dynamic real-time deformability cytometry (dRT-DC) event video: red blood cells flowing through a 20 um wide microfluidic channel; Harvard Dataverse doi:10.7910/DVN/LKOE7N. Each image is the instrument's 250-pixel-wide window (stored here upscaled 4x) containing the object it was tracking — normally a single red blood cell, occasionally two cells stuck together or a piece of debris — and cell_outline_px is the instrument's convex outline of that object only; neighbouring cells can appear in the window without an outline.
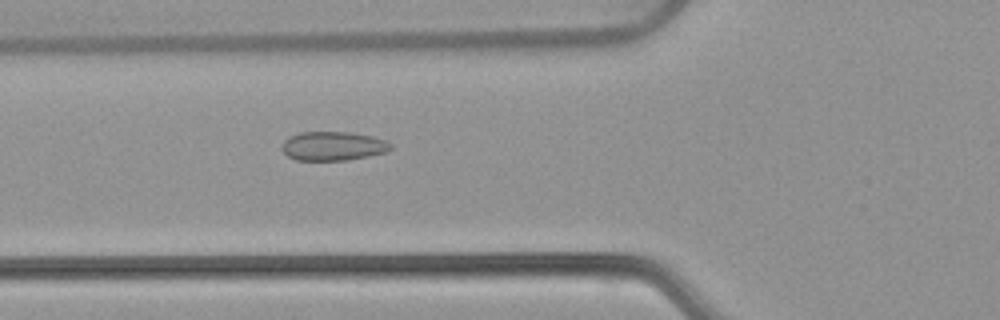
{"species": "common noctule bat (a hibernating species)", "species_latin": "Nyctalus noctula", "temperature_condition": "warm", "stored_images_in_passage": 54, "camera_frame_rate_fps": 3000, "um_per_image_px": 0.085, "animal": {"sex": "female", "body_mass_g": 22.7, "forearm_length_mm": 54.2}, "frame": {"image": 1, "passage_image": 20, "time_ms": 6.333, "image_size_px": [1000, 320], "cell_outline_px": [[392, 148], [388, 152], [348, 160], [296, 160], [288, 156], [280, 148], [280, 144], [288, 136], [300, 132], [348, 132], [372, 136], [384, 140], [392, 144]], "centroid_in_image_um": [28.28, 12.41], "position_along_channel_um": 97.5, "area_um2": 18.55}}
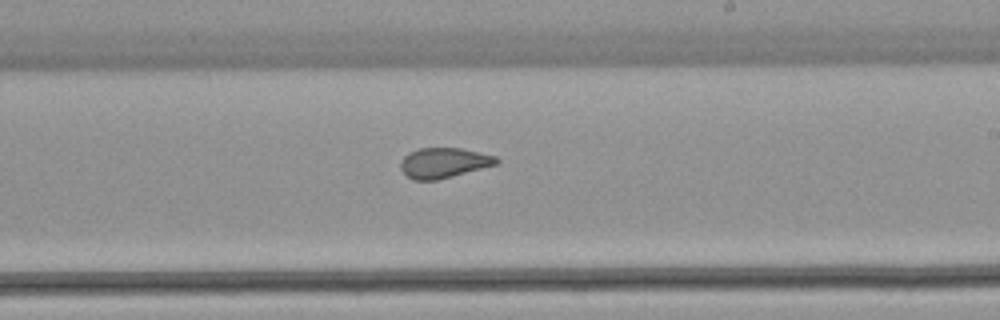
{"frame": {"image": 2, "passage_image": 32, "time_ms": 10.333, "image_size_px": [1000, 320], "cell_outline_px": [[500, 164], [436, 180], [412, 180], [400, 168], [400, 160], [408, 152], [420, 148], [460, 148], [496, 156], [500, 160]], "centroid_in_image_um": [37.73, 13.84], "position_along_channel_um": 251.3, "area_um2": 16.94}}
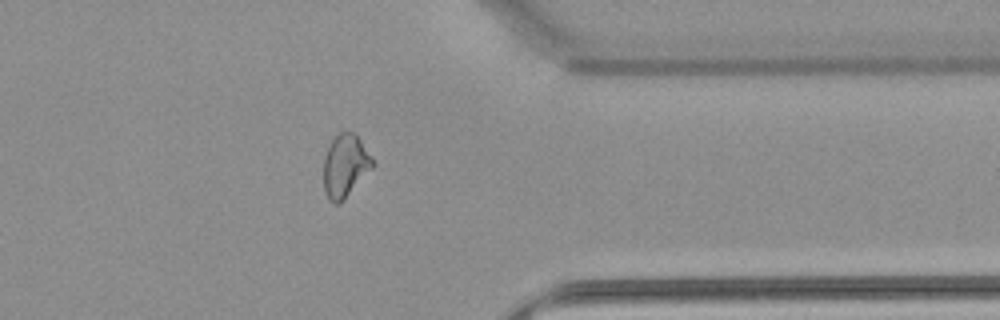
{"frame": {"image": 3, "passage_image": 43, "time_ms": 14.0, "image_size_px": [1000, 320], "cell_outline_px": [[376, 164], [344, 200], [336, 204], [328, 200], [324, 192], [324, 156], [332, 140], [340, 132], [352, 132], [360, 140], [372, 156]], "centroid_in_image_um": [29.35, 14.12], "position_along_channel_um": 382.1, "area_um2": 17.92}, "authors_computed_cell_mechanics": {"area_um2": 19.074, "velocity_mm_per_s": 3.8417, "shape_relaxation_time_tau1_ms": null, "shape_relaxation_time_tau2_ms": 0.998, "deformation_change_tau1": null, "deformation_change_tau2": 0.0654}}